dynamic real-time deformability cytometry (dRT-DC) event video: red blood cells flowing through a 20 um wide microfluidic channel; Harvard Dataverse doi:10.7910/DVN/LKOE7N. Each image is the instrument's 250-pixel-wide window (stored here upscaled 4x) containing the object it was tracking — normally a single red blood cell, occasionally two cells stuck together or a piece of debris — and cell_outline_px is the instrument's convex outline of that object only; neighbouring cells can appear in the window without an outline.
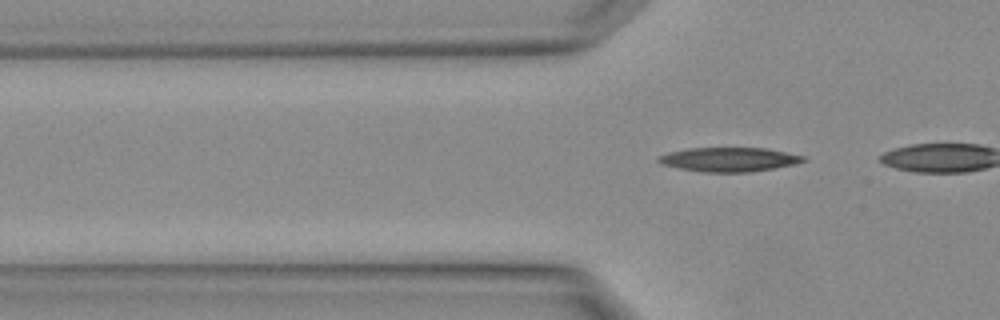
{"species": "Egyptian fruit bat (a non-hibernating species)", "species_latin": "Rousettus aegyptiacus", "temperature_condition": "warm", "stored_images_in_passage": 3, "camera_frame_rate_fps": 3000, "um_per_image_px": 0.085, "animal": {"sex": "female"}, "frame": {"image": 1, "passage_image": 3, "time_ms": 0.667, "image_size_px": [1000, 320], "cell_outline_px": [[808, 160], [796, 164], [752, 172], [704, 172], [680, 168], [660, 164], [656, 160], [656, 156], [668, 152], [688, 148], [764, 148], [804, 156]], "centroid_in_image_um": [61.94, 13.56], "position_along_channel_um": 63.9, "area_um2": 20.46}}